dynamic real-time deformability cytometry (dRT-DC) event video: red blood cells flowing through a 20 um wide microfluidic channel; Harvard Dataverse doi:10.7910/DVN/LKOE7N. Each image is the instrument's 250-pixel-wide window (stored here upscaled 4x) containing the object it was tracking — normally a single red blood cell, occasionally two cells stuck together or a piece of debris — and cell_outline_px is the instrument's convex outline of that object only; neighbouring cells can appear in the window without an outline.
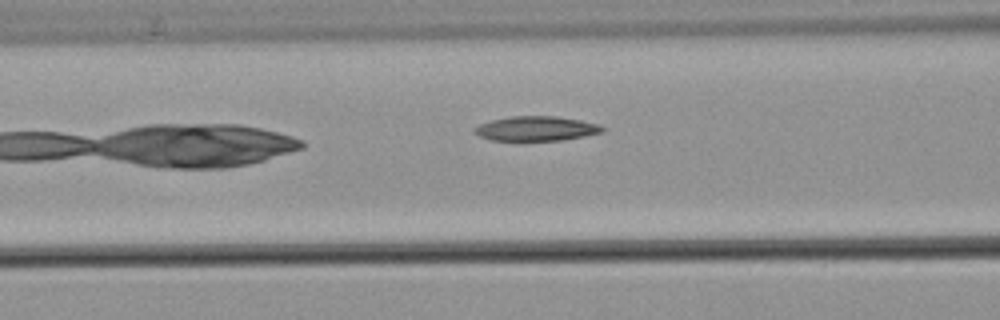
{"species": "common noctule bat (a hibernating species)", "species_latin": "Nyctalus noctula", "temperature_condition": "warm", "stored_images_in_passage": 7, "camera_frame_rate_fps": 3000, "um_per_image_px": 0.085, "animal": {"sex": "male", "body_mass_g": 21.5, "forearm_length_mm": 52.0}, "frame": {"image": 1, "passage_image": 6, "time_ms": 7.0, "image_size_px": [1000, 320], "cell_outline_px": [[604, 132], [564, 140], [492, 140], [480, 136], [472, 132], [480, 124], [492, 120], [512, 116], [556, 116], [580, 120], [600, 124], [604, 128]], "centroid_in_image_um": [45.62, 10.92], "position_along_channel_um": 121.0, "area_um2": 18.21}}
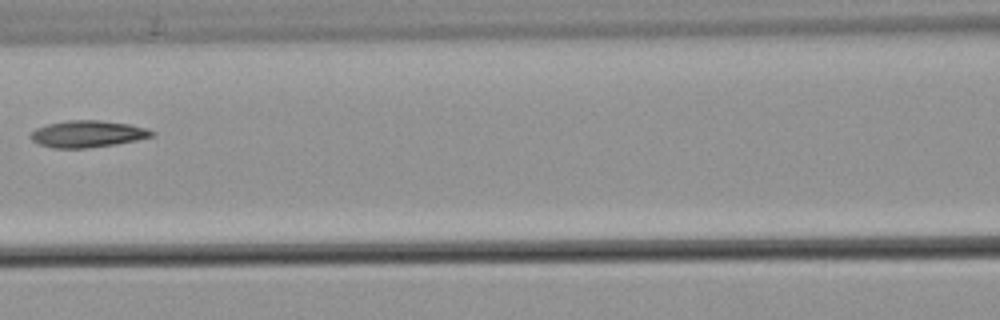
{"frame": {"image": 2, "passage_image": 7, "time_ms": 8.0, "image_size_px": [1000, 320], "cell_outline_px": [[156, 136], [116, 144], [88, 148], [52, 148], [40, 144], [32, 140], [28, 136], [36, 128], [48, 124], [68, 120], [96, 120], [128, 124], [148, 128], [156, 132]], "centroid_in_image_um": [7.47, 11.39], "position_along_channel_um": 159.1, "area_um2": 18.96}}